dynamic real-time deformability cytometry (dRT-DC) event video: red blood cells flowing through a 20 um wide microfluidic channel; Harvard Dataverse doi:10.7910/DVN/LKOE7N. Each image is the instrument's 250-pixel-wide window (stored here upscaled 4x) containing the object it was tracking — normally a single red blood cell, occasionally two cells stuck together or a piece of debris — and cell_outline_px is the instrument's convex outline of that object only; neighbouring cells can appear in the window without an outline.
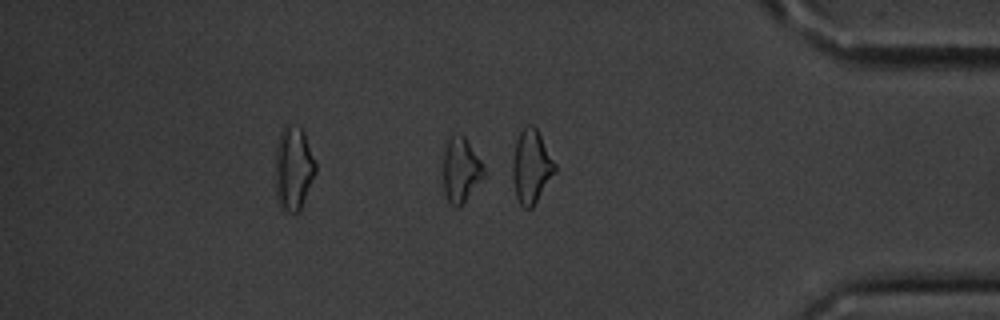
{"species": "common noctule bat (a hibernating species)", "species_latin": "Nyctalus noctula", "temperature_condition": "cold", "stored_images_in_passage": 14, "segment_of_instrument_passage": [2, 2], "camera_frame_rate_fps": 3000, "um_per_image_px": 0.085, "animal": {"sex": "male", "body_mass_g": 20.1, "forearm_length_mm": 53.5}, "frame": {"image": 1, "passage_image": 14, "time_ms": 16.0, "image_size_px": [1000, 320], "cell_outline_px": [[484, 176], [464, 204], [460, 208], [456, 208], [448, 200], [444, 192], [440, 148], [456, 132], [460, 132], [464, 136], [480, 160], [484, 168]], "centroid_in_image_um": [39.1, 14.42], "position_along_channel_um": 396.1, "area_um2": 16.07}}